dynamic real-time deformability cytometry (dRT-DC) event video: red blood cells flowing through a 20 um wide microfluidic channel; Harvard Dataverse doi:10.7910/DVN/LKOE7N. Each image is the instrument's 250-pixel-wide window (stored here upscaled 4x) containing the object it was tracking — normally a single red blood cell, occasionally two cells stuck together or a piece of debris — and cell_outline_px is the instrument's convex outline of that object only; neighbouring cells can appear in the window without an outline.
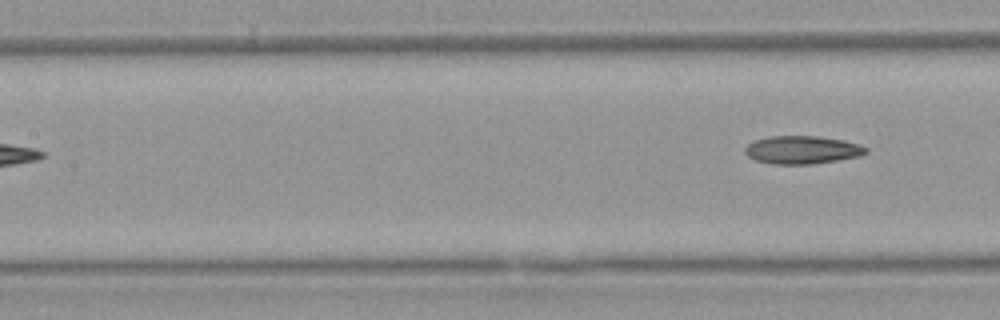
{"species": "Egyptian fruit bat (a non-hibernating species)", "species_latin": "Rousettus aegyptiacus", "temperature_condition": "warm", "stored_images_in_passage": 6, "segment_of_instrument_passage": [2, 2], "camera_frame_rate_fps": 3000, "um_per_image_px": 0.085, "animal": {"sex": "female"}, "frame": {"image": 1, "passage_image": 6, "time_ms": 6.0, "image_size_px": [1000, 320], "cell_outline_px": [[868, 152], [860, 156], [812, 164], [772, 164], [756, 160], [748, 156], [744, 152], [744, 148], [752, 140], [768, 136], [816, 136], [844, 140], [868, 148]], "centroid_in_image_um": [68.14, 12.73], "position_along_channel_um": 139.3, "area_um2": 19.77}}